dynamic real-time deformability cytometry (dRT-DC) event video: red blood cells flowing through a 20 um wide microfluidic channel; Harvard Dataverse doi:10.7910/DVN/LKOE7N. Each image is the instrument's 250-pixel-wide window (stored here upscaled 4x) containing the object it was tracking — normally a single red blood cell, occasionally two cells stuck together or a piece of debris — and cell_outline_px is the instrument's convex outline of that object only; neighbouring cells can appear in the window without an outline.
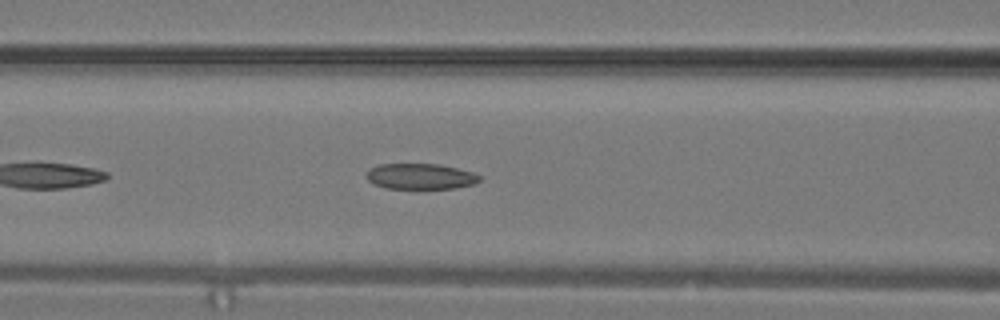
{"species": "common noctule bat (a hibernating species)", "species_latin": "Nyctalus noctula", "temperature_condition": "warm", "stored_images_in_passage": 11, "camera_frame_rate_fps": 3000, "um_per_image_px": 0.085, "animal": {"sex": "male", "body_mass_g": 19.2, "forearm_length_mm": 51.8}, "frame": {"image": 1, "passage_image": 7, "time_ms": 2.0, "image_size_px": [1000, 320], "cell_outline_px": [[480, 180], [472, 184], [456, 188], [384, 188], [372, 184], [368, 180], [368, 172], [372, 168], [380, 164], [440, 164], [472, 172], [480, 176]], "centroid_in_image_um": [35.73, 14.99], "position_along_channel_um": 130.9, "area_um2": 16.7}}
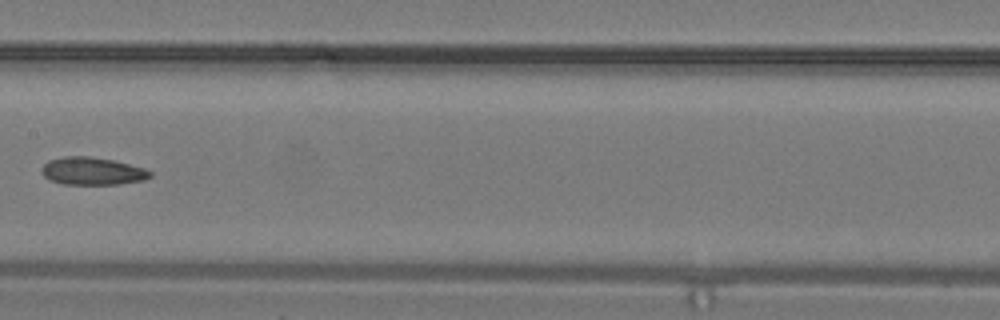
{"frame": {"image": 2, "passage_image": 10, "time_ms": 3.0, "image_size_px": [1000, 320], "cell_outline_px": [[152, 176], [144, 180], [120, 184], [64, 184], [48, 180], [44, 176], [44, 164], [48, 160], [64, 156], [88, 156], [112, 160], [144, 168], [152, 172]], "centroid_in_image_um": [7.86, 14.55], "position_along_channel_um": 199.5, "area_um2": 17.34}}